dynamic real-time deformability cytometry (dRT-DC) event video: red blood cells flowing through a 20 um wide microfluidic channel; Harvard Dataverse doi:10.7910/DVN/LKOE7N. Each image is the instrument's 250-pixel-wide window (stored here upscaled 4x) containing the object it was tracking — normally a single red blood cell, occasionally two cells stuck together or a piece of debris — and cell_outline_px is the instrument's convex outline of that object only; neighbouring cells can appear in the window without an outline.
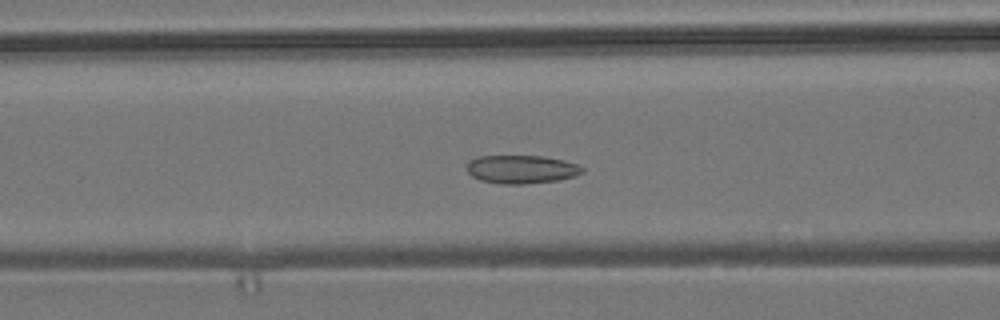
{"species": "common noctule bat (a hibernating species)", "species_latin": "Nyctalus noctula", "temperature_condition": "room temperature", "stored_images_in_passage": 57, "camera_frame_rate_fps": 3000, "um_per_image_px": 0.085, "animal": {"sex": "male", "body_mass_g": 19.2, "forearm_length_mm": 51.8}, "frame": {"image": 1, "passage_image": 23, "time_ms": 7.333, "image_size_px": [1000, 320], "cell_outline_px": [[584, 172], [576, 176], [556, 180], [524, 184], [504, 184], [480, 180], [472, 176], [468, 172], [468, 160], [476, 156], [544, 156], [564, 160], [576, 164], [584, 168]], "centroid_in_image_um": [44.33, 14.38], "position_along_channel_um": 122.3, "area_um2": 19.07}}
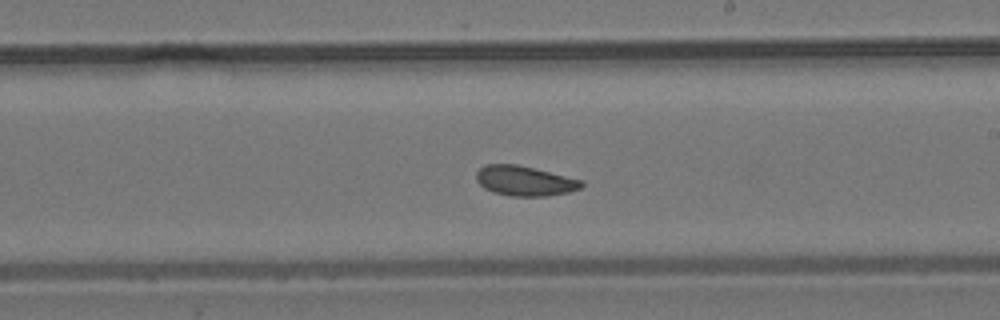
{"frame": {"image": 2, "passage_image": 33, "time_ms": 10.667, "image_size_px": [1000, 320], "cell_outline_px": [[584, 184], [580, 188], [568, 192], [548, 196], [512, 196], [492, 192], [484, 188], [476, 180], [476, 172], [484, 164], [516, 164], [584, 180]], "centroid_in_image_um": [44.59, 15.37], "position_along_channel_um": 244.4, "area_um2": 18.38}}
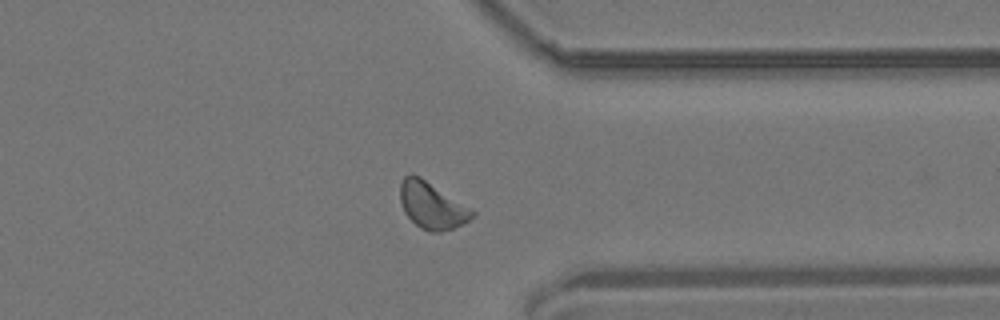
{"frame": {"image": 3, "passage_image": 44, "time_ms": 14.333, "image_size_px": [1000, 320], "cell_outline_px": [[476, 212], [464, 224], [440, 232], [428, 232], [420, 228], [404, 212], [400, 200], [400, 184], [404, 176], [412, 172], [420, 176]], "centroid_in_image_um": [36.67, 17.46], "position_along_channel_um": 374.7, "area_um2": 19.42}, "authors_computed_cell_mechanics": {"area_um2": 18.8428, "velocity_mm_per_s": 3.6723, "shape_relaxation_time_tau1_ms": 10.1123, "shape_relaxation_time_tau2_ms": 3.6122, "deformation_change_tau1": 0.116, "deformation_change_tau2": 0.091}}